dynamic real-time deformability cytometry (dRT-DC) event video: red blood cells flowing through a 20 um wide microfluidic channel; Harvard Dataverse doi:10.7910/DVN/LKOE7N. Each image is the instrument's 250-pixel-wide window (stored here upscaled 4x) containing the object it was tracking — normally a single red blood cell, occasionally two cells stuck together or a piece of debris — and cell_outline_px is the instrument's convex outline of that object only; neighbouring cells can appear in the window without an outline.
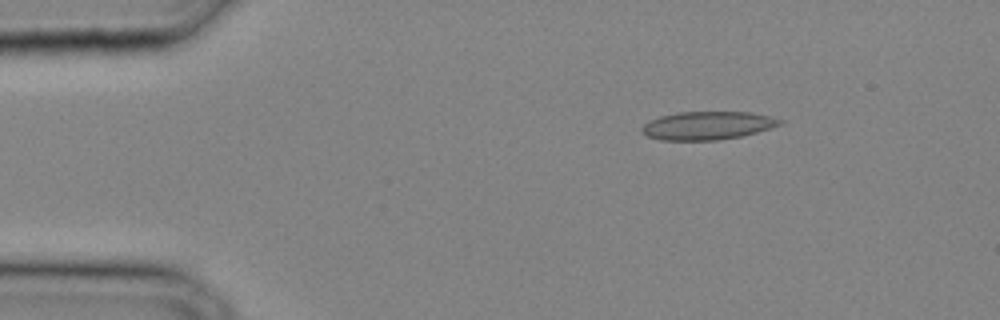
{"species": "common noctule bat (a hibernating species)", "species_latin": "Nyctalus noctula", "temperature_condition": "cold", "stored_images_in_passage": 26, "camera_frame_rate_fps": 3000, "um_per_image_px": 0.085, "animal": {"sex": "male", "body_mass_g": 20.4}, "frame": {"image": 1, "passage_image": 1, "time_ms": 0.0, "image_size_px": [1000, 320], "cell_outline_px": [[784, 124], [756, 132], [740, 136], [716, 140], [660, 140], [648, 136], [640, 132], [640, 128], [648, 120], [660, 116], [676, 112], [752, 112], [772, 116], [784, 120]], "centroid_in_image_um": [60.13, 10.66], "position_along_channel_um": 24.9, "area_um2": 22.89}}
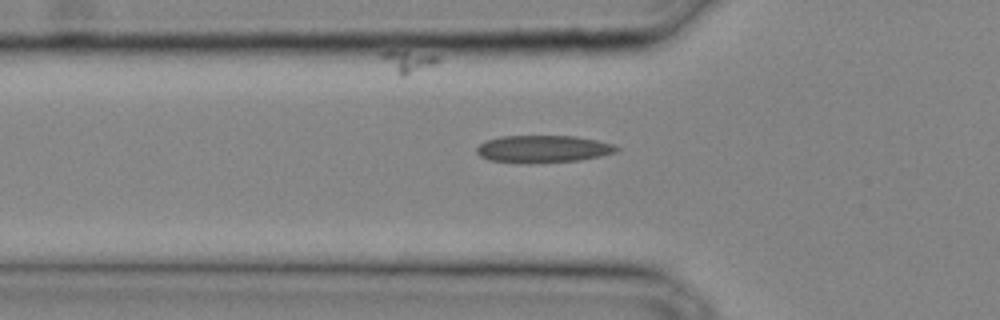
{"frame": {"image": 2, "passage_image": 7, "time_ms": 2.0, "image_size_px": [1000, 320], "cell_outline_px": [[620, 148], [616, 152], [600, 156], [580, 160], [532, 164], [520, 164], [488, 160], [480, 156], [476, 152], [476, 148], [480, 144], [488, 140], [500, 136], [576, 136], [596, 140], [612, 144]], "centroid_in_image_um": [46.13, 12.68], "position_along_channel_um": 79.7, "area_um2": 22.54}}
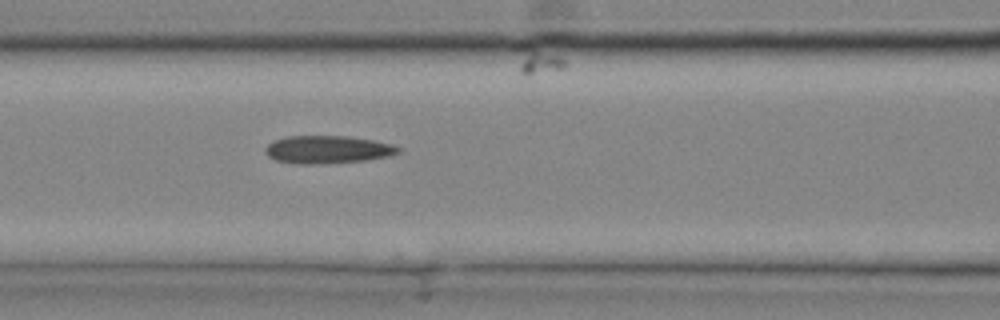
{"frame": {"image": 3, "passage_image": 10, "time_ms": 3.0, "image_size_px": [1000, 320], "cell_outline_px": [[404, 148], [400, 152], [388, 156], [364, 160], [324, 164], [296, 164], [276, 160], [268, 156], [264, 152], [264, 148], [268, 144], [276, 140], [288, 136], [348, 136], [372, 140], [392, 144]], "centroid_in_image_um": [27.85, 12.71], "position_along_channel_um": 138.7, "area_um2": 21.62}}